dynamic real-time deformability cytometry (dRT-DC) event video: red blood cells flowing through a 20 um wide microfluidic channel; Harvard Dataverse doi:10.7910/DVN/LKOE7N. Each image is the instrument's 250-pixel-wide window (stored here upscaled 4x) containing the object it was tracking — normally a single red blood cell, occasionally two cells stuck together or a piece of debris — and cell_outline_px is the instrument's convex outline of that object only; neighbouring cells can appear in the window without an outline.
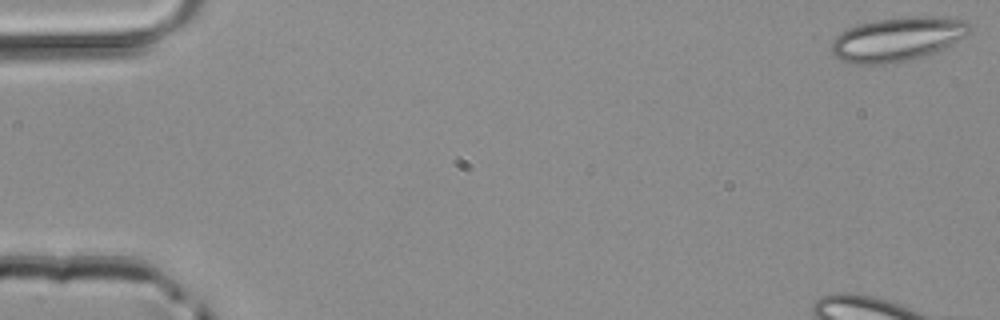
{"species": "common noctule bat (a hibernating species)", "species_latin": "Nyctalus noctula", "temperature_condition": "room temperature", "stored_images_in_passage": 12, "camera_frame_rate_fps": 3000, "um_per_image_px": 0.085, "animal": {"sex": "male", "body_mass_g": 20.4}, "frame": {"image": 1, "passage_image": 1, "time_ms": 0.0, "image_size_px": [1000, 320], "cell_outline_px": [[972, 28], [964, 36], [948, 48], [928, 56], [908, 60], [884, 64], [848, 64], [840, 60], [828, 48], [832, 40], [840, 32], [848, 28], [860, 24], [876, 20], [900, 16], [936, 16], [964, 20]], "centroid_in_image_um": [76.27, 3.33], "position_along_channel_um": 8.7, "area_um2": 36.07}}